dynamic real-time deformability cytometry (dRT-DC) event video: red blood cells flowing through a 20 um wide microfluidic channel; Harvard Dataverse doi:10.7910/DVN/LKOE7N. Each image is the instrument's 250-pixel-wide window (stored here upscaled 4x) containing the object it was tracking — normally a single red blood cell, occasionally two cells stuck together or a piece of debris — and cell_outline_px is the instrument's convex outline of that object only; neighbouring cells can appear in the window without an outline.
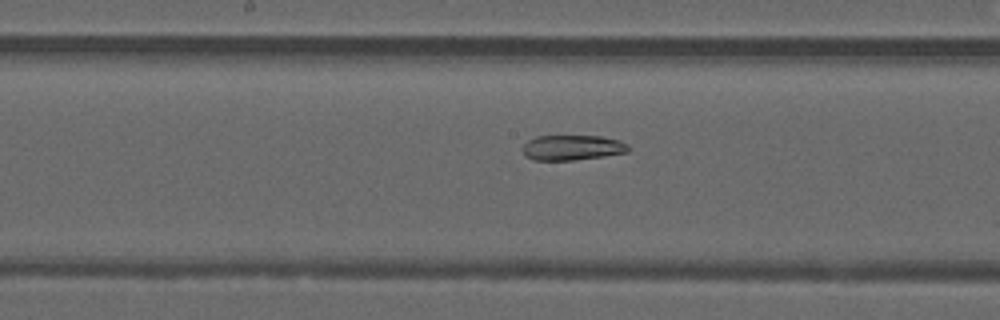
{"species": "common noctule bat (a hibernating species)", "species_latin": "Nyctalus noctula", "temperature_condition": "warm", "stored_images_in_passage": 34, "segment_of_instrument_passage": [2, 2], "camera_frame_rate_fps": 3000, "um_per_image_px": 0.085, "animal": {"sex": "male", "forearm_length_mm": 52.5}, "frame": {"image": 1, "passage_image": 26, "time_ms": 8.333, "image_size_px": [1000, 320], "cell_outline_px": [[632, 148], [628, 152], [604, 156], [572, 160], [532, 160], [524, 156], [520, 148], [528, 140], [536, 136], [600, 136], [616, 140], [628, 144]], "centroid_in_image_um": [48.6, 12.55], "position_along_channel_um": 199.6, "area_um2": 15.66}}
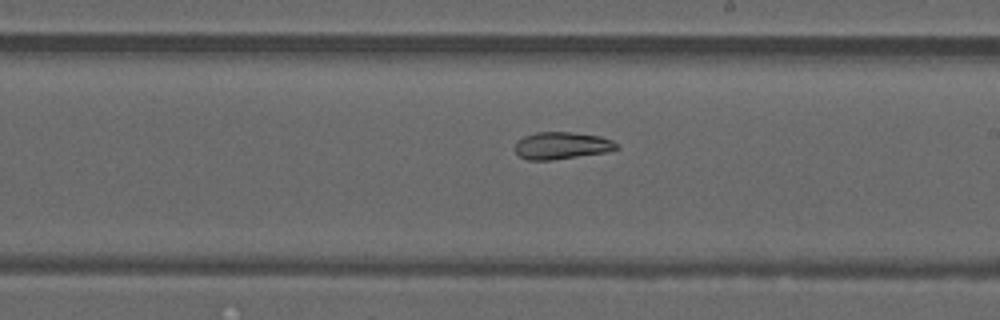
{"frame": {"image": 2, "passage_image": 29, "time_ms": 9.333, "image_size_px": [1000, 320], "cell_outline_px": [[620, 148], [604, 152], [552, 160], [528, 160], [520, 156], [516, 152], [516, 144], [524, 136], [536, 132], [568, 132], [600, 136], [612, 140]], "centroid_in_image_um": [47.74, 12.37], "position_along_channel_um": 241.3, "area_um2": 15.78}}
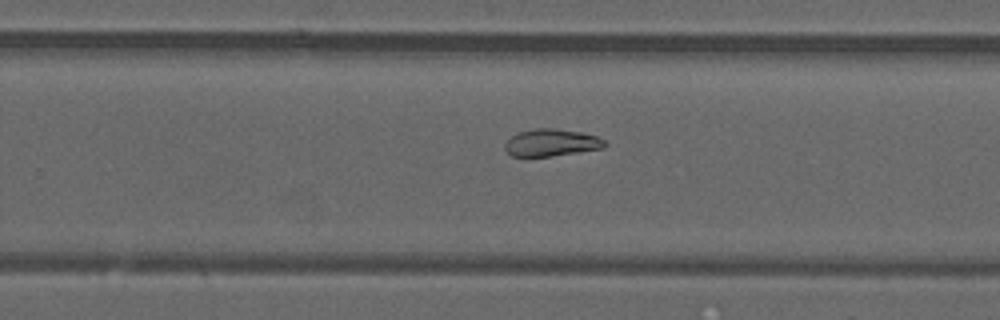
{"frame": {"image": 3, "passage_image": 32, "time_ms": 10.333, "image_size_px": [1000, 320], "cell_outline_px": [[608, 144], [604, 148], [580, 152], [552, 156], [512, 156], [504, 148], [504, 144], [512, 136], [520, 132], [536, 128], [556, 128], [580, 132], [596, 136], [604, 140]], "centroid_in_image_um": [46.9, 12.13], "position_along_channel_um": 282.9, "area_um2": 15.78}}